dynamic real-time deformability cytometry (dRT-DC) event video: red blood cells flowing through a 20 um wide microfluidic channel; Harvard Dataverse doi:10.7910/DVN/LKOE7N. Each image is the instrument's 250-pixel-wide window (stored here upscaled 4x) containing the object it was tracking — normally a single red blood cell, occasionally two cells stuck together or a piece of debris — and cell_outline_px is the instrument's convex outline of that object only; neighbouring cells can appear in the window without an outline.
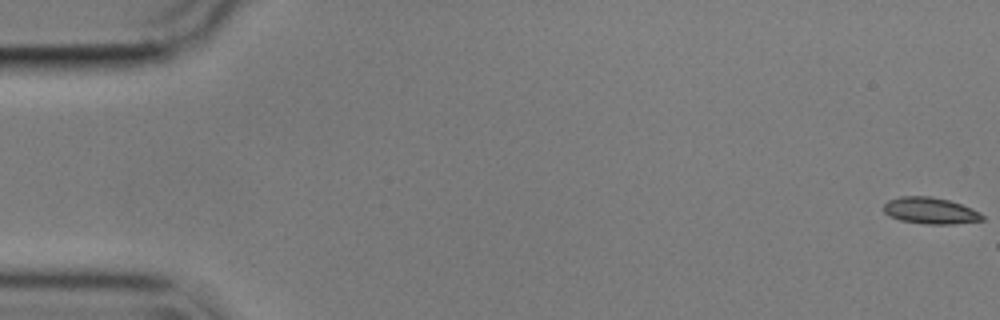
{"species": "common noctule bat (a hibernating species)", "species_latin": "Nyctalus noctula", "temperature_condition": "cold", "stored_images_in_passage": 8, "camera_frame_rate_fps": 3000, "um_per_image_px": 0.085, "animal": {"sex": "male", "body_mass_g": 17.9}, "frame": {"image": 1, "passage_image": 1, "time_ms": 0.0, "image_size_px": [1000, 320], "cell_outline_px": [[984, 220], [952, 224], [924, 224], [900, 220], [888, 216], [884, 212], [884, 204], [888, 200], [900, 196], [932, 196], [948, 200], [972, 208], [980, 212], [984, 216]], "centroid_in_image_um": [79.07, 17.91], "position_along_channel_um": 5.9, "area_um2": 15.32}}